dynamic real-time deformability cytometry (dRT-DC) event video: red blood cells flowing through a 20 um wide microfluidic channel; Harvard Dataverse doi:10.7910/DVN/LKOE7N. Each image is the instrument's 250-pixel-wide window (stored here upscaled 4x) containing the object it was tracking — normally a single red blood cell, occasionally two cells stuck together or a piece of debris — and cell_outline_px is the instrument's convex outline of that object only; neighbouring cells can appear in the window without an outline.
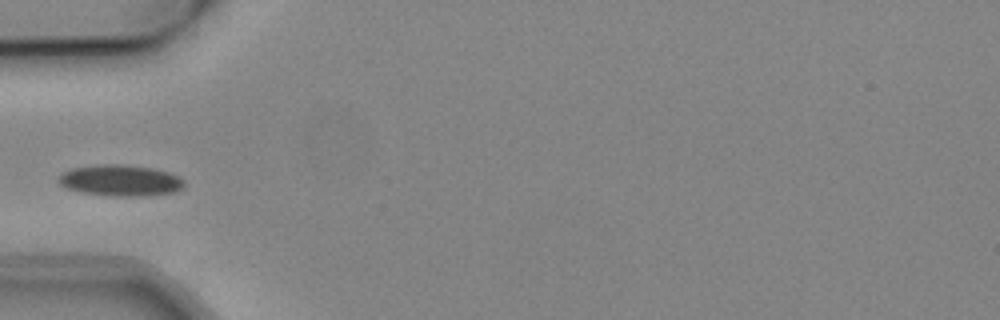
{"species": "common noctule bat (a hibernating species)", "species_latin": "Nyctalus noctula", "temperature_condition": "cold", "stored_images_in_passage": 6, "camera_frame_rate_fps": 3000, "um_per_image_px": 0.085, "animal": {"sex": "male", "body_mass_g": 19.2, "forearm_length_mm": 51.8}, "frame": {"image": 1, "passage_image": 1, "time_ms": 0.0, "image_size_px": [1000, 320], "cell_outline_px": [[184, 184], [176, 192], [148, 196], [112, 196], [80, 192], [64, 188], [60, 184], [56, 176], [72, 168], [100, 164], [120, 164], [152, 168], [168, 172], [184, 180]], "centroid_in_image_um": [10.19, 15.35], "position_along_channel_um": 74.8, "area_um2": 22.95}}